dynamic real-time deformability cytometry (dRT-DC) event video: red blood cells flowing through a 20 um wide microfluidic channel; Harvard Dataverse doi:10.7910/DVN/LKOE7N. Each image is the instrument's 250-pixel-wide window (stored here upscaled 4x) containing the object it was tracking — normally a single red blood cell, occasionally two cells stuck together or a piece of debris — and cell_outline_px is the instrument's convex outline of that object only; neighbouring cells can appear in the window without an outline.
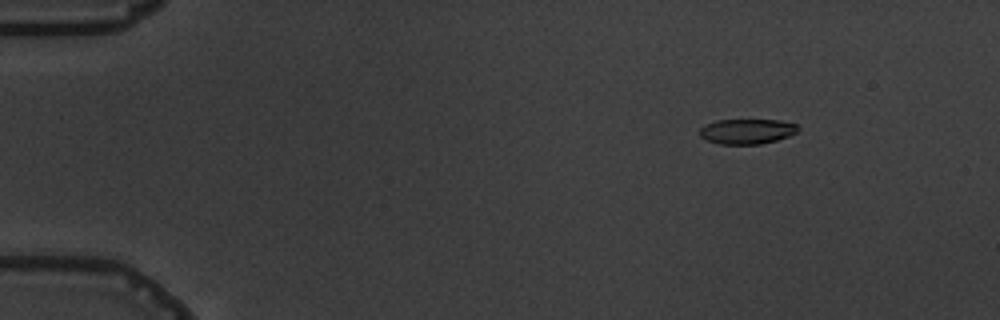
{"species": "common noctule bat (a hibernating species)", "species_latin": "Nyctalus noctula", "temperature_condition": "warm", "stored_images_in_passage": 3, "camera_frame_rate_fps": 3000, "um_per_image_px": 0.085, "animal": {"sex": "male", "body_mass_g": 19.5, "forearm_length_mm": 54.6}, "frame": {"image": 1, "passage_image": 1, "time_ms": 0.0, "image_size_px": [1000, 320], "cell_outline_px": [[800, 128], [796, 132], [788, 136], [776, 140], [760, 144], [720, 144], [708, 140], [700, 136], [700, 128], [704, 124], [716, 120], [780, 120], [796, 124]], "centroid_in_image_um": [63.48, 11.16], "position_along_channel_um": 21.5, "area_um2": 14.33}}